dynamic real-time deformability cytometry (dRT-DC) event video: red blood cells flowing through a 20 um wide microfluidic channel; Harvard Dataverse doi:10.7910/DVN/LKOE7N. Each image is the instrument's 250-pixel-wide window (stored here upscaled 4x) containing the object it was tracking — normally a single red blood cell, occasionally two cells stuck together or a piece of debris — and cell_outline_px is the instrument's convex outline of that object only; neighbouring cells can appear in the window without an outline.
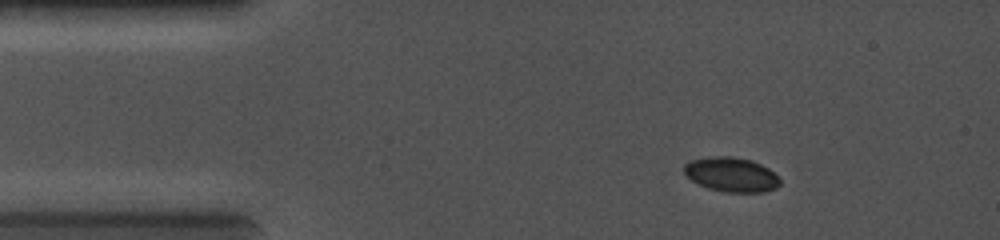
{"species": "common noctule bat (a hibernating species)", "species_latin": "Nyctalus noctula", "temperature_condition": "cold", "stored_images_in_passage": 47, "camera_frame_rate_fps": 5000, "um_per_image_px": 0.085, "animal": {"sex": "female", "body_mass_g": 19.0, "forearm_length_mm": 56.7}, "frame": {"image": 1, "passage_image": 3, "time_ms": 0.4, "image_size_px": [1000, 240], "cell_outline_px": [[780, 184], [776, 188], [764, 192], [724, 192], [708, 188], [692, 180], [684, 172], [684, 164], [688, 160], [712, 156], [732, 156], [752, 160], [768, 168], [780, 180]], "centroid_in_image_um": [62.15, 14.83], "position_along_channel_um": 22.9, "area_um2": 19.25}}
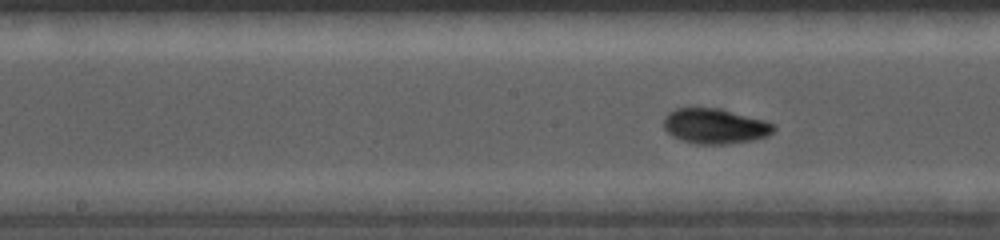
{"frame": {"image": 2, "passage_image": 25, "time_ms": 5.2, "image_size_px": [1000, 240], "cell_outline_px": [[776, 128], [768, 136], [752, 140], [728, 144], [696, 144], [680, 140], [672, 136], [664, 128], [664, 116], [668, 112], [676, 108], [720, 108], [764, 120], [776, 124]], "centroid_in_image_um": [60.77, 10.72], "position_along_channel_um": 187.4, "area_um2": 22.72}}
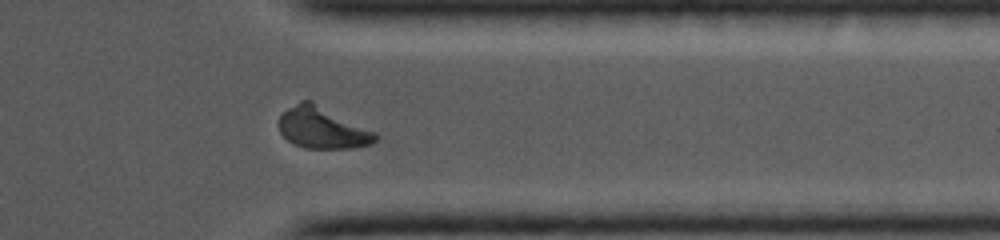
{"frame": {"image": 3, "passage_image": 42, "time_ms": 9.4, "image_size_px": [1000, 240], "cell_outline_px": [[376, 140], [372, 144], [352, 148], [304, 148], [292, 144], [280, 132], [280, 116], [288, 108], [300, 100], [312, 100], [376, 132]], "centroid_in_image_um": [27.41, 10.86], "position_along_channel_um": 384.0, "area_um2": 23.35}}